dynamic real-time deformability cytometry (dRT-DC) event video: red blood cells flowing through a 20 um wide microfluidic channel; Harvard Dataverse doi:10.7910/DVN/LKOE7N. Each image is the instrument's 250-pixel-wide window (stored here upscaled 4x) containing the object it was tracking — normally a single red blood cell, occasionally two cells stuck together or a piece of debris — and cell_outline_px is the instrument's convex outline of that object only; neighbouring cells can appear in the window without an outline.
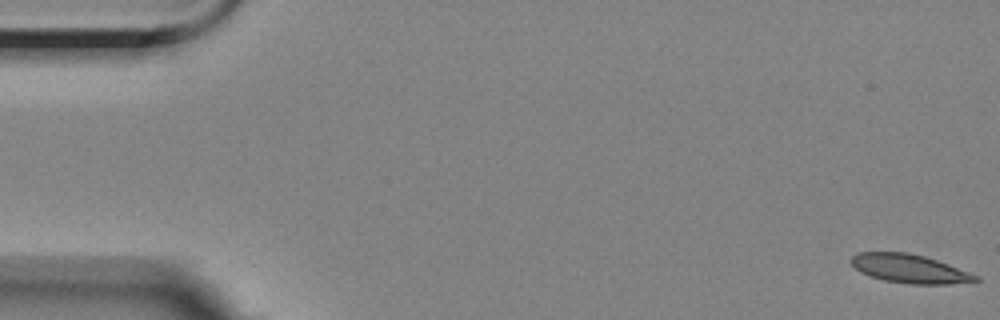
{"species": "Egyptian fruit bat (a non-hibernating species)", "species_latin": "Rousettus aegyptiacus", "temperature_condition": "room temperature", "stored_images_in_passage": 14, "camera_frame_rate_fps": 3000, "um_per_image_px": 0.085, "animal": {"sex": "female"}, "frame": {"image": 1, "passage_image": 1, "time_ms": 0.0, "image_size_px": [1000, 320], "cell_outline_px": [[980, 280], [976, 284], [908, 284], [884, 280], [868, 276], [860, 272], [848, 260], [856, 252], [908, 252], [924, 256], [948, 264], [980, 276]], "centroid_in_image_um": [77.37, 22.86], "position_along_channel_um": 7.6, "area_um2": 21.27}}
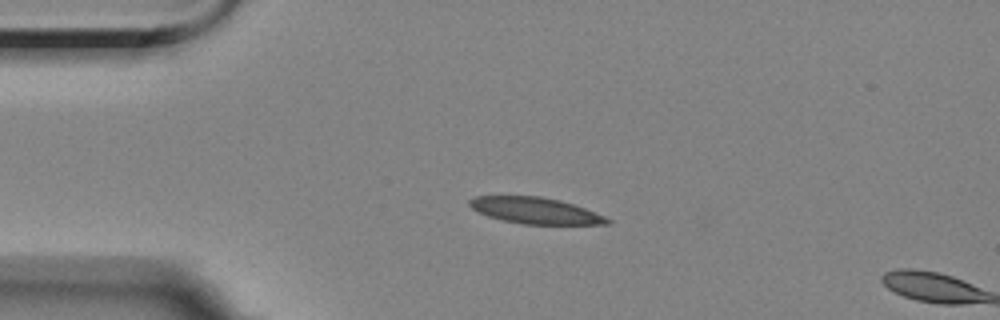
{"frame": {"image": 2, "passage_image": 13, "time_ms": 4.0, "image_size_px": [1000, 320], "cell_outline_px": [[612, 220], [608, 224], [524, 224], [500, 220], [488, 216], [472, 208], [468, 204], [468, 200], [476, 196], [540, 196], [560, 200], [584, 208], [604, 216]], "centroid_in_image_um": [45.48, 17.9], "position_along_channel_um": 39.5, "area_um2": 20.92}}